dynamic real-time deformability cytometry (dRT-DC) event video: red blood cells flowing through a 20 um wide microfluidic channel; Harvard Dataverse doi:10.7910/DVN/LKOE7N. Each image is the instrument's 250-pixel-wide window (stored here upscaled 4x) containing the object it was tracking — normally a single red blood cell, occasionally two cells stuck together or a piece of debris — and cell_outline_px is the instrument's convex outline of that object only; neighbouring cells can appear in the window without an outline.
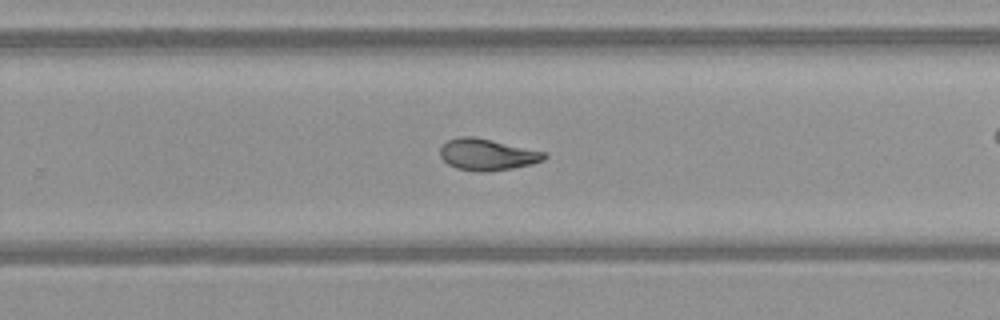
{"species": "common noctule bat (a hibernating species)", "species_latin": "Nyctalus noctula", "temperature_condition": "warm", "stored_images_in_passage": 26, "camera_frame_rate_fps": 3000, "um_per_image_px": 0.085, "animal": {"sex": "female", "body_mass_g": 21.9}, "frame": {"image": 1, "passage_image": 19, "time_ms": 6.0, "image_size_px": [1000, 320], "cell_outline_px": [[548, 156], [544, 160], [532, 164], [512, 168], [488, 172], [476, 172], [456, 168], [448, 164], [440, 156], [440, 148], [448, 140], [460, 136], [472, 136], [492, 140], [544, 152]], "centroid_in_image_um": [41.4, 13.15], "position_along_channel_um": 288.4, "area_um2": 19.07}}
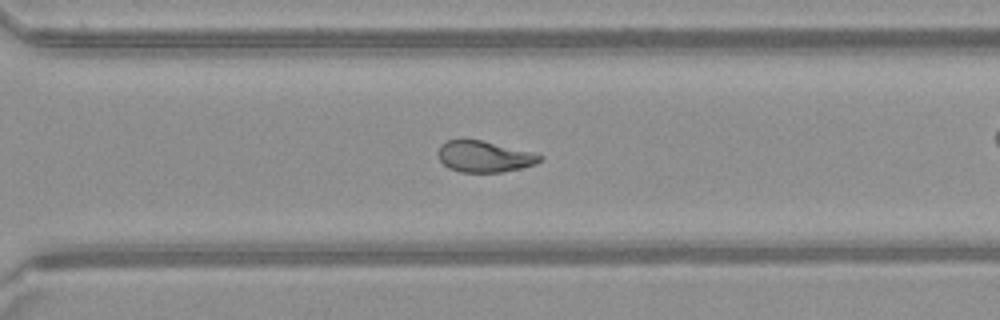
{"frame": {"image": 2, "passage_image": 22, "time_ms": 7.0, "image_size_px": [1000, 320], "cell_outline_px": [[544, 156], [536, 164], [520, 168], [500, 172], [460, 172], [448, 168], [440, 160], [436, 152], [440, 144], [444, 140], [480, 140], [532, 152]], "centroid_in_image_um": [41.12, 13.31], "position_along_channel_um": 329.5, "area_um2": 18.44}, "authors_computed_cell_mechanics": {"area_um2": 19.0162, "velocity_mm_per_s": 4.1224, "shape_relaxation_time_tau1_ms": null, "shape_relaxation_time_tau2_ms": 3.0782, "deformation_change_tau1": null, "deformation_change_tau2": 0.099}}